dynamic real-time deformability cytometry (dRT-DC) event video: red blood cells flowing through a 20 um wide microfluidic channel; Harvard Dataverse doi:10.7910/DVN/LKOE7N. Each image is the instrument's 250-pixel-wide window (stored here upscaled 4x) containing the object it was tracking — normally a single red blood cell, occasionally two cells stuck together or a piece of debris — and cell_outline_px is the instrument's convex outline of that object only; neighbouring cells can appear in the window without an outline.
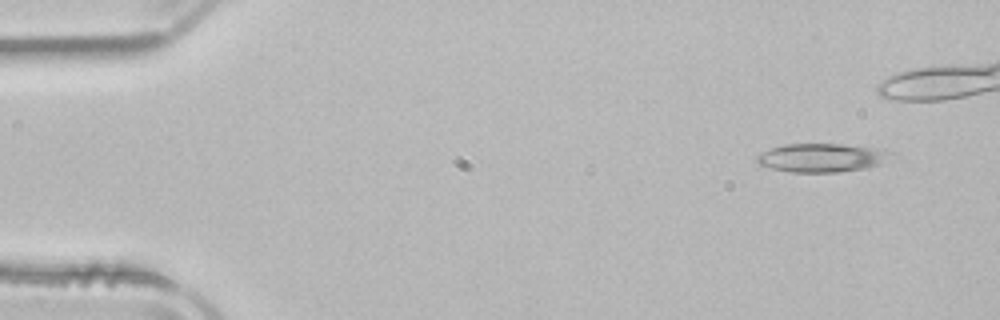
{"species": "common noctule bat (a hibernating species)", "species_latin": "Nyctalus noctula", "temperature_condition": "room temperature", "stored_images_in_passage": 10, "camera_frame_rate_fps": 3000, "um_per_image_px": 0.085, "animal": {"sex": "male", "body_mass_g": 21.5, "forearm_length_mm": 52.0}, "frame": {"image": 1, "passage_image": 1, "time_ms": 0.0, "image_size_px": [1000, 320], "cell_outline_px": [[900, 156], [880, 164], [868, 168], [840, 172], [788, 172], [772, 168], [760, 164], [756, 160], [756, 156], [772, 148], [784, 144], [844, 144], [884, 148], [896, 152]], "centroid_in_image_um": [70.05, 13.4], "position_along_channel_um": 15.0, "area_um2": 22.95}}